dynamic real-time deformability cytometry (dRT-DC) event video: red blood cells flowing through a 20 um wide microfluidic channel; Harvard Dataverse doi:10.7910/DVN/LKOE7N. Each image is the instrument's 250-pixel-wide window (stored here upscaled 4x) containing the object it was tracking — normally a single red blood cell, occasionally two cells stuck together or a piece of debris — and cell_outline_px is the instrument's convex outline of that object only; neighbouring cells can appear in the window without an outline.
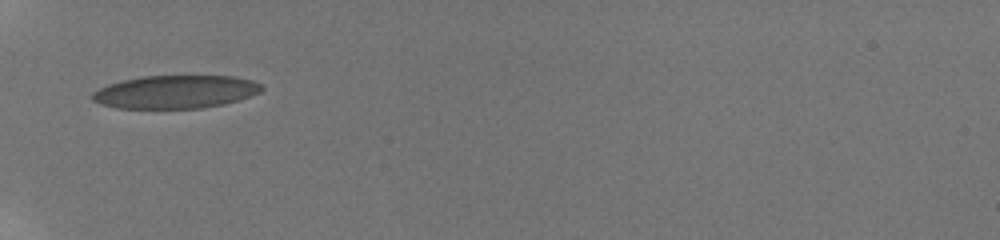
{"species": "human", "species_latin": "Homo sapiens", "temperature_condition": "room temperature", "stored_images_in_passage": 54, "camera_frame_rate_fps": 3000, "um_per_image_px": 0.085, "donor": {"sex": "male"}, "frame": {"image": 1, "passage_image": 1, "time_ms": 0.0, "image_size_px": [1000, 240], "cell_outline_px": [[264, 88], [260, 92], [224, 104], [200, 108], [116, 108], [100, 104], [92, 100], [92, 92], [108, 84], [140, 76], [236, 76], [252, 80], [260, 84]], "centroid_in_image_um": [14.89, 7.8], "position_along_channel_um": 70.1, "area_um2": 32.54}}
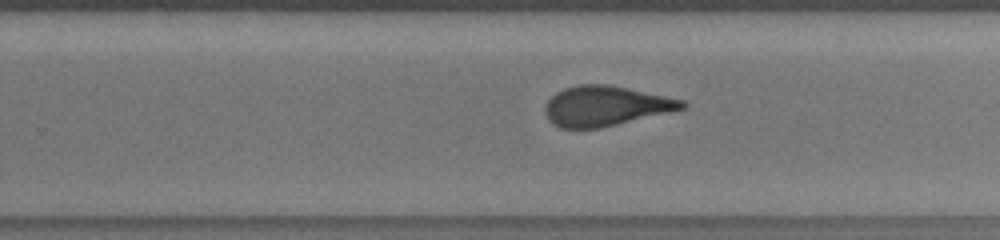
{"frame": {"image": 2, "passage_image": 25, "time_ms": 5.667, "image_size_px": [1000, 240], "cell_outline_px": [[688, 104], [684, 108], [600, 128], [560, 128], [552, 124], [548, 120], [544, 112], [544, 108], [548, 100], [556, 92], [564, 88], [580, 84], [608, 84], [684, 100]], "centroid_in_image_um": [51.41, 9.0], "position_along_channel_um": 278.4, "area_um2": 31.67}}
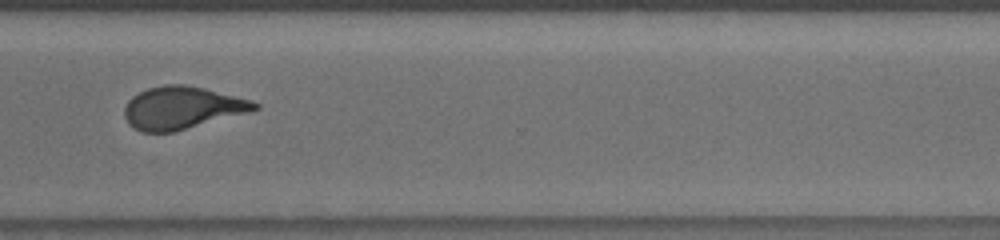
{"frame": {"image": 3, "passage_image": 32, "time_ms": 7.667, "image_size_px": [1000, 240], "cell_outline_px": [[260, 108], [172, 132], [144, 132], [128, 124], [124, 116], [124, 108], [128, 100], [132, 96], [148, 88], [164, 84], [184, 84], [204, 88], [252, 100], [260, 104]], "centroid_in_image_um": [15.43, 9.14], "position_along_channel_um": 355.2, "area_um2": 31.79}, "authors_computed_cell_mechanics": {"area_um2": 32.5414, "velocity_mm_per_s": 3.841, "shape_relaxation_time_tau1_ms": 10.2799, "shape_relaxation_time_tau2_ms": 1.0861, "deformation_change_tau1": 0.2587, "deformation_change_tau2": 0.0616}}